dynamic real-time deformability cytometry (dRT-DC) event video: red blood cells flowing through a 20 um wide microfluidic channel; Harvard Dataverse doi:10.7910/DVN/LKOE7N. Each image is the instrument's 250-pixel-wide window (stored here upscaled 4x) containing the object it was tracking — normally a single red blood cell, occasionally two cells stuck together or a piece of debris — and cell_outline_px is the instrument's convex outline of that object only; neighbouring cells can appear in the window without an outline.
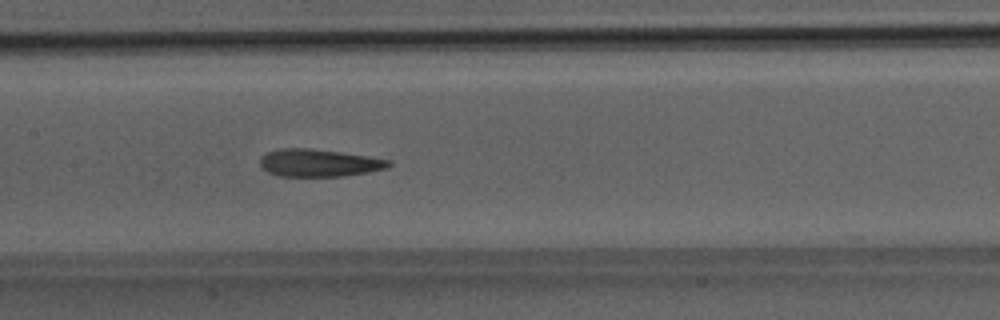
{"species": "Egyptian fruit bat (a non-hibernating species)", "species_latin": "Rousettus aegyptiacus", "temperature_condition": "room temperature", "stored_images_in_passage": 51, "camera_frame_rate_fps": 3000, "um_per_image_px": 0.085, "animal": {"sex": "male"}, "frame": {"image": 1, "passage_image": 25, "time_ms": 8.0, "image_size_px": [1000, 320], "cell_outline_px": [[392, 164], [388, 168], [368, 172], [344, 176], [276, 176], [268, 172], [260, 164], [260, 156], [276, 148], [308, 148], [340, 152], [368, 156], [392, 160]], "centroid_in_image_um": [27.11, 13.84], "position_along_channel_um": 180.3, "area_um2": 20.75}}
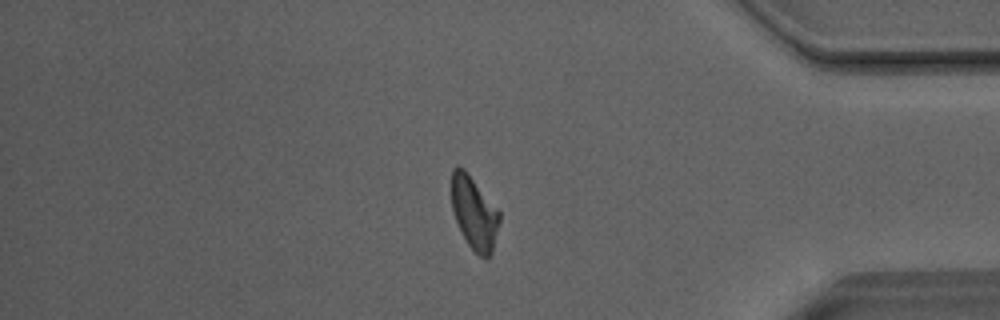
{"frame": {"image": 2, "passage_image": 43, "time_ms": 14.0, "image_size_px": [1000, 320], "cell_outline_px": [[500, 220], [492, 252], [488, 256], [480, 256], [468, 244], [456, 220], [452, 208], [452, 168], [456, 164], [464, 168], [500, 212]], "centroid_in_image_um": [40.3, 18.05], "position_along_channel_um": 394.9, "area_um2": 19.94}}
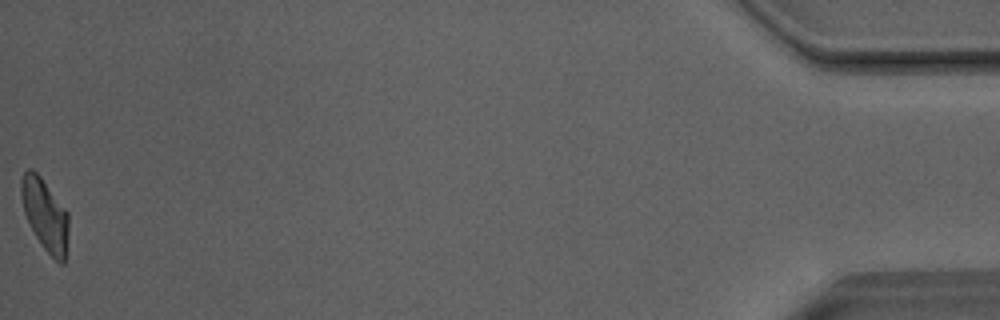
{"frame": {"image": 3, "passage_image": 51, "time_ms": 16.667, "image_size_px": [1000, 320], "cell_outline_px": [[68, 232], [64, 264], [60, 264], [44, 248], [36, 236], [24, 212], [20, 196], [20, 180], [24, 172], [28, 168], [32, 168], [40, 176], [68, 212]], "centroid_in_image_um": [3.81, 18.22], "position_along_channel_um": 431.4, "area_um2": 19.65}, "authors_computed_cell_mechanics": {"area_um2": 21.3282, "velocity_mm_per_s": 4.0355, "shape_relaxation_time_tau1_ms": 9.081, "shape_relaxation_time_tau2_ms": 2.2178, "deformation_change_tau1": 0.2341, "deformation_change_tau2": 0.1163}}